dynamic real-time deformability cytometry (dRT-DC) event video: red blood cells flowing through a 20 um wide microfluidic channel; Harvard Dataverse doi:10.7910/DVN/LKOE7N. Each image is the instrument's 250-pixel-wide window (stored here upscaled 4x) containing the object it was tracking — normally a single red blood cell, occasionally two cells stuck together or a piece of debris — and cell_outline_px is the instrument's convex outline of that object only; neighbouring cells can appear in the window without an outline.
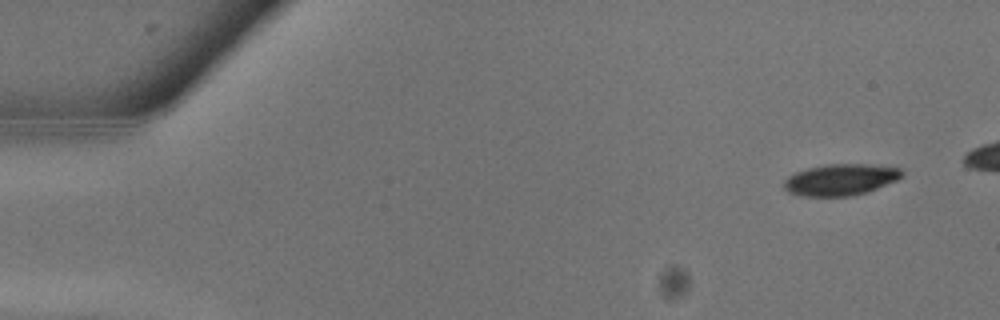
{"species": "common noctule bat (a hibernating species)", "species_latin": "Nyctalus noctula", "temperature_condition": "warm", "stored_images_in_passage": 10, "camera_frame_rate_fps": 3000, "um_per_image_px": 0.085, "animal": {"sex": "male", "body_mass_g": 13.3}, "frame": {"image": 1, "passage_image": 2, "time_ms": 0.333, "image_size_px": [1000, 320], "cell_outline_px": [[904, 172], [896, 180], [876, 188], [864, 192], [848, 196], [804, 196], [788, 192], [784, 188], [784, 180], [788, 176], [796, 172], [808, 168], [824, 164], [864, 164], [900, 168]], "centroid_in_image_um": [71.4, 15.26], "position_along_channel_um": 13.6, "area_um2": 21.27}}
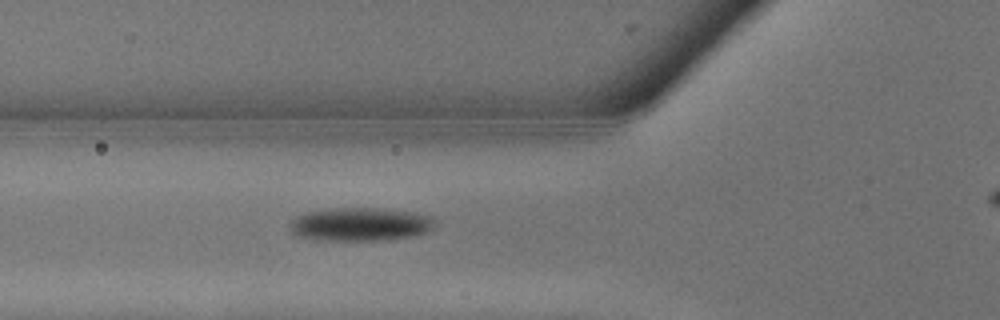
{"frame": {"image": 2, "passage_image": 10, "time_ms": 3.0, "image_size_px": [1000, 320], "cell_outline_px": [[436, 224], [428, 232], [412, 236], [380, 240], [316, 240], [296, 236], [292, 232], [288, 224], [296, 216], [308, 212], [332, 208], [384, 208], [412, 212], [432, 216], [436, 220]], "centroid_in_image_um": [30.63, 19.06], "position_along_channel_um": 95.2, "area_um2": 28.44}}